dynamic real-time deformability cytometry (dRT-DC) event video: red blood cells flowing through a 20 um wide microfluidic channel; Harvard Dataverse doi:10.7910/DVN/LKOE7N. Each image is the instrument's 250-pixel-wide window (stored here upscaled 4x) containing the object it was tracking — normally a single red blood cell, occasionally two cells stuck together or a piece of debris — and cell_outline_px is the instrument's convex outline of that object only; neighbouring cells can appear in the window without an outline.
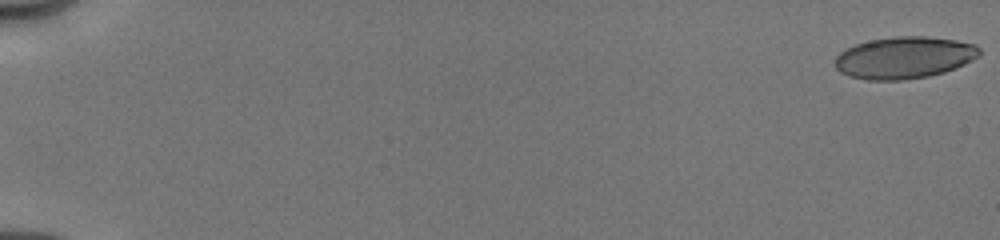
{"species": "human", "species_latin": "Homo sapiens", "temperature_condition": "cold", "stored_images_in_passage": 50, "camera_frame_rate_fps": 3000, "um_per_image_px": 0.085, "donor": {"sex": "male"}, "frame": {"image": 1, "passage_image": 1, "time_ms": 0.0, "image_size_px": [1000, 240], "cell_outline_px": [[980, 56], [964, 64], [944, 72], [928, 76], [904, 80], [868, 80], [848, 76], [840, 72], [836, 68], [836, 56], [840, 52], [856, 44], [872, 40], [896, 36], [928, 36], [956, 40], [976, 44], [980, 48]], "centroid_in_image_um": [76.88, 4.9], "position_along_channel_um": 8.1, "area_um2": 35.26}}
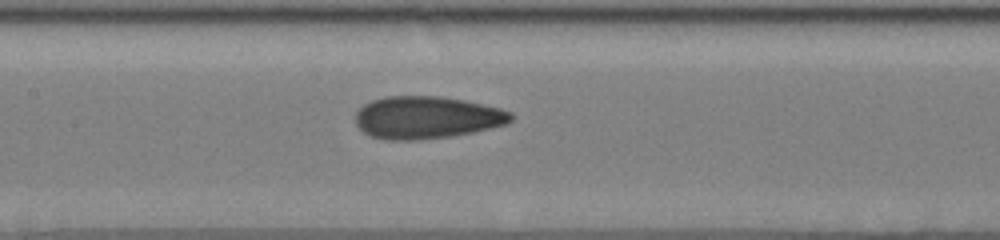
{"frame": {"image": 2, "passage_image": 27, "time_ms": 9.0, "image_size_px": [1000, 240], "cell_outline_px": [[512, 120], [508, 124], [472, 132], [452, 136], [416, 140], [384, 140], [368, 136], [356, 124], [356, 112], [364, 104], [372, 100], [384, 96], [440, 96], [464, 100], [500, 108], [512, 112]], "centroid_in_image_um": [36.26, 9.99], "position_along_channel_um": 171.1, "area_um2": 38.61}}
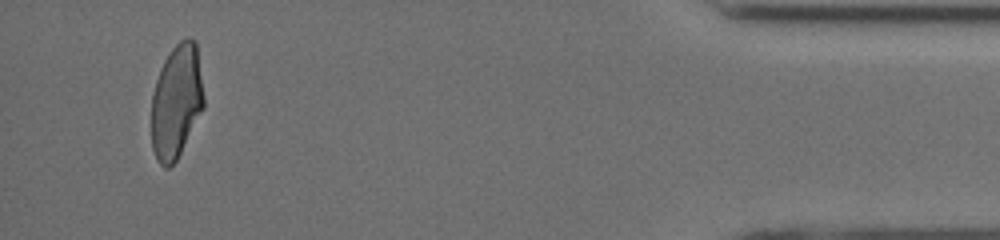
{"frame": {"image": 3, "passage_image": 48, "time_ms": 16.667, "image_size_px": [1000, 240], "cell_outline_px": [[204, 108], [176, 160], [168, 168], [164, 168], [156, 160], [152, 148], [152, 96], [156, 80], [160, 68], [164, 60], [172, 48], [180, 40], [188, 36], [196, 40], [204, 96]], "centroid_in_image_um": [15.0, 8.61], "position_along_channel_um": 420.2, "area_um2": 34.85}, "authors_computed_cell_mechanics": {"area_um2": 36.703, "velocity_mm_per_s": 4.0267, "shape_relaxation_time_tau1_ms": null, "shape_relaxation_time_tau2_ms": 1.2662, "deformation_change_tau1": null, "deformation_change_tau2": 0.0723}}